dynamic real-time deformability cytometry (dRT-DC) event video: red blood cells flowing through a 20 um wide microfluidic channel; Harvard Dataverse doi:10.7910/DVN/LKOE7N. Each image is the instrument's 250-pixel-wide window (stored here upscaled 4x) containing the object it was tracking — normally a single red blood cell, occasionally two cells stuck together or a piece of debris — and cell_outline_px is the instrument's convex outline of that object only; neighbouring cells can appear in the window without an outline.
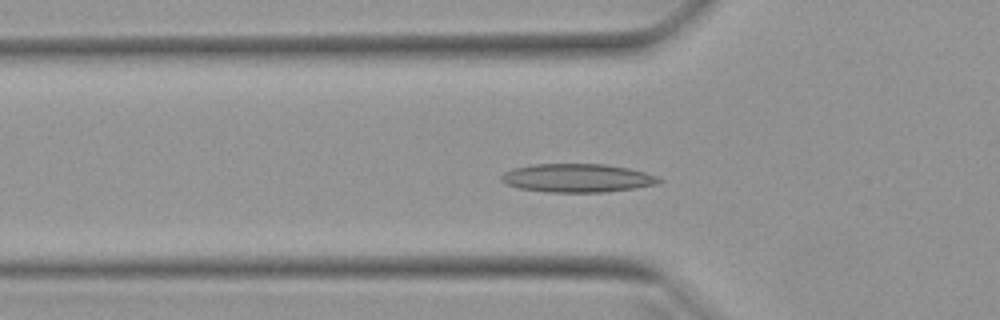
{"species": "Egyptian fruit bat (a non-hibernating species)", "species_latin": "Rousettus aegyptiacus", "temperature_condition": "warm", "stored_images_in_passage": 48, "camera_frame_rate_fps": 3000, "um_per_image_px": 0.085, "animal": {"sex": "female"}, "frame": {"image": 1, "passage_image": 13, "time_ms": 4.0, "image_size_px": [1000, 320], "cell_outline_px": [[664, 180], [660, 184], [636, 188], [604, 192], [544, 192], [520, 188], [508, 184], [500, 180], [500, 176], [504, 172], [512, 168], [536, 164], [604, 164], [628, 168], [644, 172], [656, 176]], "centroid_in_image_um": [49.09, 15.13], "position_along_channel_um": 76.7, "area_um2": 26.24}}
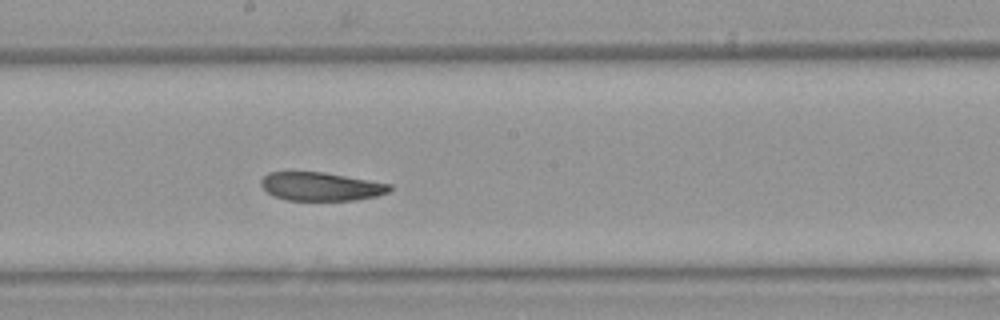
{"frame": {"image": 2, "passage_image": 24, "time_ms": 7.667, "image_size_px": [1000, 320], "cell_outline_px": [[392, 188], [388, 192], [376, 196], [356, 200], [288, 200], [272, 196], [260, 184], [260, 180], [268, 172], [324, 172], [392, 184]], "centroid_in_image_um": [27.27, 15.85], "position_along_channel_um": 220.9, "area_um2": 21.33}}
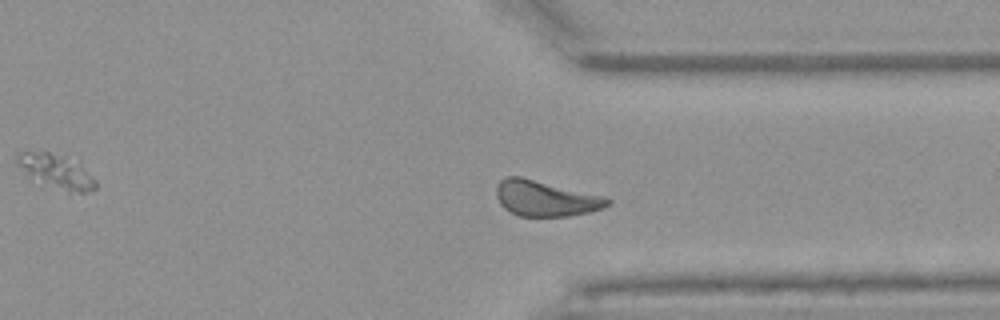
{"frame": {"image": 3, "passage_image": 35, "time_ms": 11.333, "image_size_px": [1000, 320], "cell_outline_px": [[612, 200], [604, 208], [588, 212], [568, 216], [520, 216], [504, 208], [500, 204], [496, 196], [496, 188], [500, 180], [508, 176], [520, 176], [604, 196]], "centroid_in_image_um": [46.36, 16.86], "position_along_channel_um": 365.0, "area_um2": 22.95}, "authors_computed_cell_mechanics": {"area_um2": 23.2356, "velocity_mm_per_s": 3.9336, "shape_relaxation_time_tau1_ms": null, "shape_relaxation_time_tau2_ms": 5.8469, "deformation_change_tau1": null, "deformation_change_tau2": 0.1338}}